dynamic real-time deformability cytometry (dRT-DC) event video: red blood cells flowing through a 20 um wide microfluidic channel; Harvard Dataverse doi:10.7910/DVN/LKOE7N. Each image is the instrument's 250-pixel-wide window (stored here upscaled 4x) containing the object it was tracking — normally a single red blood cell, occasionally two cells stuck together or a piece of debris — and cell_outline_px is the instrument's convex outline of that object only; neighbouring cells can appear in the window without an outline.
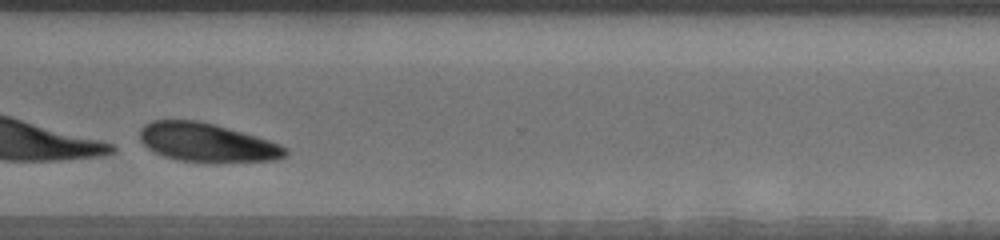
{"species": "human", "species_latin": "Homo sapiens", "temperature_condition": "warm", "stored_images_in_passage": 32, "camera_frame_rate_fps": 3000, "um_per_image_px": 0.085, "donor": {"sex": "male"}, "frame": {"image": 1, "passage_image": 28, "time_ms": 9.0, "image_size_px": [1000, 240], "cell_outline_px": [[288, 156], [276, 160], [216, 164], [176, 160], [164, 156], [148, 148], [140, 140], [140, 128], [144, 124], [152, 120], [196, 120], [212, 124], [256, 136], [280, 144], [288, 148]], "centroid_in_image_um": [17.62, 12.15], "position_along_channel_um": 353.0, "area_um2": 33.35}}